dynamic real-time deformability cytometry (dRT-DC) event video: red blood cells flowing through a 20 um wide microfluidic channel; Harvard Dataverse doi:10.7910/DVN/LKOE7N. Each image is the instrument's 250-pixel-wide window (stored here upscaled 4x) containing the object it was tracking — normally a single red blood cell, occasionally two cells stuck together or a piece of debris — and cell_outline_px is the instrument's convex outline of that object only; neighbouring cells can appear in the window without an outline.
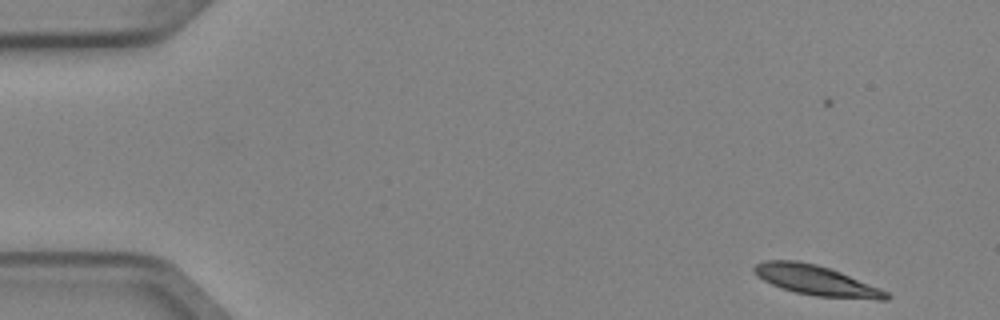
{"species": "Egyptian fruit bat (a non-hibernating species)", "species_latin": "Rousettus aegyptiacus", "temperature_condition": "cold", "stored_images_in_passage": 4, "camera_frame_rate_fps": 3000, "um_per_image_px": 0.085, "animal": {"sex": "female"}, "frame": {"image": 1, "passage_image": 1, "time_ms": 0.0, "image_size_px": [1000, 320], "cell_outline_px": [[892, 296], [888, 300], [876, 300], [816, 296], [796, 292], [780, 288], [756, 276], [752, 268], [756, 264], [764, 260], [800, 260], [832, 268], [880, 288], [888, 292]], "centroid_in_image_um": [69.4, 23.83], "position_along_channel_um": 15.6, "area_um2": 23.41}}
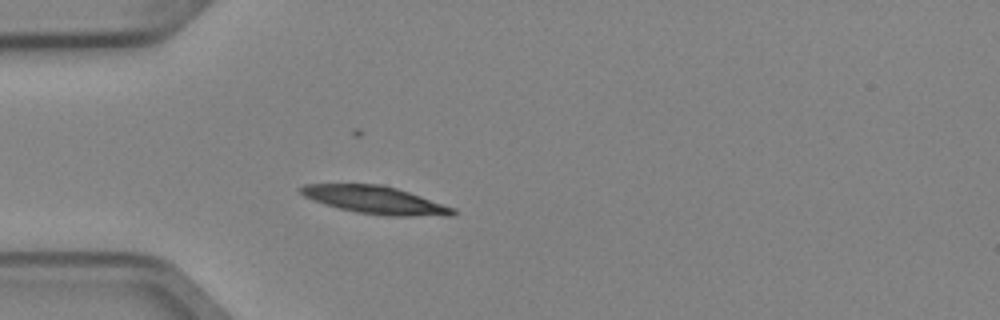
{"frame": {"image": 2, "passage_image": 4, "time_ms": 1.0, "image_size_px": [1000, 320], "cell_outline_px": [[456, 216], [384, 216], [356, 212], [324, 204], [312, 200], [304, 196], [296, 188], [304, 184], [380, 184], [396, 188], [456, 208]], "centroid_in_image_um": [31.9, 17.01], "position_along_channel_um": 53.1, "area_um2": 24.68}}